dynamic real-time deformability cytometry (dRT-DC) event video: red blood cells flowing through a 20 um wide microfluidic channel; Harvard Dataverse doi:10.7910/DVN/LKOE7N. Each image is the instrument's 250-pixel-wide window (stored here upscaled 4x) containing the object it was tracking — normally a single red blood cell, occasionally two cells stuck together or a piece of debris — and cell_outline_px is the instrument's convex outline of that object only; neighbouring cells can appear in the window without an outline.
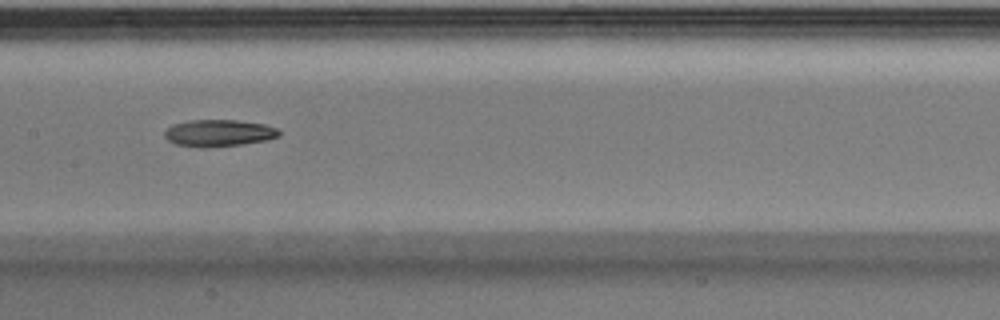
{"species": "Egyptian fruit bat (a non-hibernating species)", "species_latin": "Rousettus aegyptiacus", "temperature_condition": "warm", "stored_images_in_passage": 27, "camera_frame_rate_fps": 3000, "um_per_image_px": 0.085, "animal": {"sex": "male"}, "frame": {"image": 1, "passage_image": 8, "time_ms": 2.333, "image_size_px": [1000, 320], "cell_outline_px": [[280, 136], [268, 140], [240, 144], [204, 148], [200, 148], [176, 144], [168, 140], [164, 136], [164, 132], [168, 128], [176, 124], [192, 120], [236, 120], [264, 124], [276, 128], [280, 132]], "centroid_in_image_um": [18.61, 11.32], "position_along_channel_um": 188.8, "area_um2": 17.8}}